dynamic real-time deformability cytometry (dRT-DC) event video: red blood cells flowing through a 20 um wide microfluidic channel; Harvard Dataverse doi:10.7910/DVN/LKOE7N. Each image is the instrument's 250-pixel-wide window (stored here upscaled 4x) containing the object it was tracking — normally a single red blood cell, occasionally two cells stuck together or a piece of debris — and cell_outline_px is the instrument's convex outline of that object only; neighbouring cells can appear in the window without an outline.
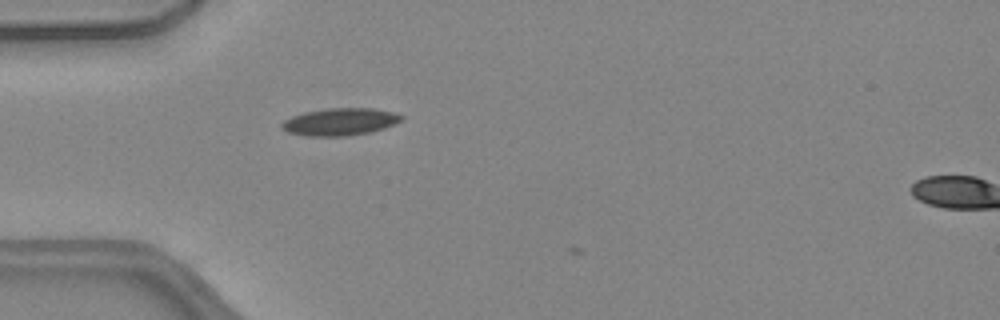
{"species": "common noctule bat (a hibernating species)", "species_latin": "Nyctalus noctula", "temperature_condition": "warm", "stored_images_in_passage": 2, "camera_frame_rate_fps": 3000, "um_per_image_px": 0.085, "animal": {"sex": "female", "body_mass_g": 24.6, "forearm_length_mm": 56.2}, "frame": {"image": 1, "passage_image": 1, "time_ms": 0.0, "image_size_px": [1000, 320], "cell_outline_px": [[404, 120], [384, 128], [368, 132], [344, 136], [308, 136], [288, 132], [280, 128], [280, 124], [284, 120], [292, 116], [304, 112], [328, 108], [372, 108], [396, 112], [404, 116]], "centroid_in_image_um": [28.91, 10.34], "position_along_channel_um": 56.1, "area_um2": 19.13}}